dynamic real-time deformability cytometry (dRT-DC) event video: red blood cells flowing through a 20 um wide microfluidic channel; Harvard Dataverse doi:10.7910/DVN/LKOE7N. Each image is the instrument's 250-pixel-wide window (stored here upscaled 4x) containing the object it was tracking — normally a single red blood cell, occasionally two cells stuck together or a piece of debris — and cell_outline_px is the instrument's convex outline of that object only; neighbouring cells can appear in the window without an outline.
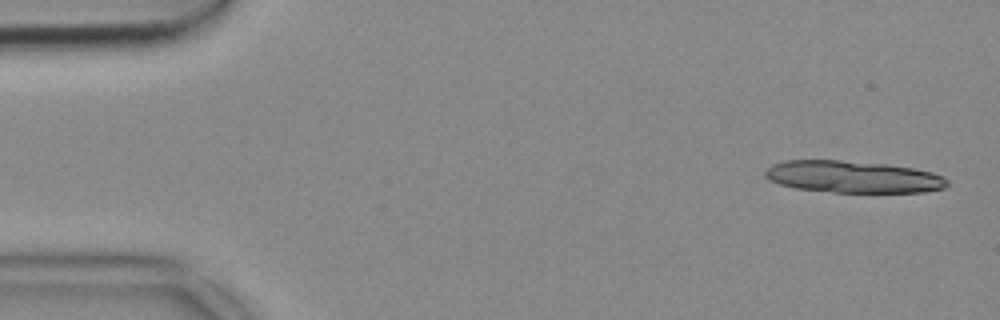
{"species": "common noctule bat (a hibernating species)", "species_latin": "Nyctalus noctula", "temperature_condition": "cold", "stored_images_in_passage": 11, "camera_frame_rate_fps": 3000, "um_per_image_px": 0.085, "animal": {"sex": "female", "body_mass_g": 18.4}, "frame": {"image": 1, "passage_image": 1, "time_ms": 0.0, "image_size_px": [1000, 320], "cell_outline_px": [[948, 184], [944, 188], [924, 192], [832, 192], [796, 188], [780, 184], [764, 176], [764, 172], [772, 164], [784, 160], [840, 160], [884, 164], [912, 168], [932, 172], [948, 180]], "centroid_in_image_um": [72.49, 15.03], "position_along_channel_um": 12.5, "area_um2": 33.7}}